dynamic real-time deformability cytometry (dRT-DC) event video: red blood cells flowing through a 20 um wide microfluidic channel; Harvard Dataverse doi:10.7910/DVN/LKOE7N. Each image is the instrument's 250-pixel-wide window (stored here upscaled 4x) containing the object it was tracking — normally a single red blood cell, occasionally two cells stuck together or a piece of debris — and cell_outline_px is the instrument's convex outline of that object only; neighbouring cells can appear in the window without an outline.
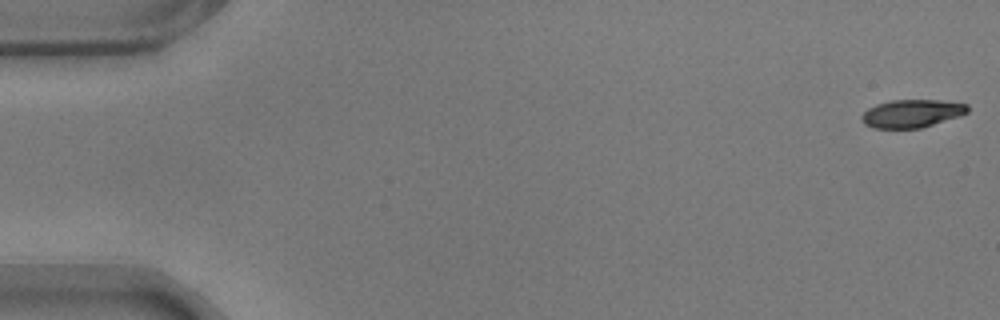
{"species": "common noctule bat (a hibernating species)", "species_latin": "Nyctalus noctula", "temperature_condition": "warm", "stored_images_in_passage": 57, "camera_frame_rate_fps": 3000, "um_per_image_px": 0.085, "animal": {"sex": "male", "body_mass_g": 17.9}, "frame": {"image": 1, "passage_image": 1, "time_ms": 0.0, "image_size_px": [1000, 320], "cell_outline_px": [[968, 112], [960, 116], [920, 128], [872, 128], [864, 124], [860, 120], [860, 116], [868, 108], [876, 104], [892, 100], [940, 100], [968, 104]], "centroid_in_image_um": [77.48, 9.65], "position_along_channel_um": 7.5, "area_um2": 17.34}}
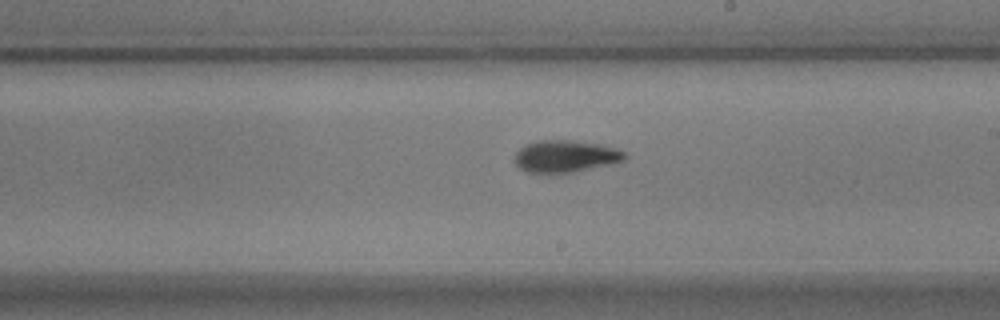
{"frame": {"image": 2, "passage_image": 33, "time_ms": 10.667, "image_size_px": [1000, 320], "cell_outline_px": [[628, 156], [624, 160], [612, 164], [572, 172], [528, 172], [520, 168], [516, 164], [516, 152], [520, 148], [528, 144], [540, 140], [572, 140], [600, 144], [616, 148], [624, 152]], "centroid_in_image_um": [48.11, 13.27], "position_along_channel_um": 240.9, "area_um2": 20.29}}
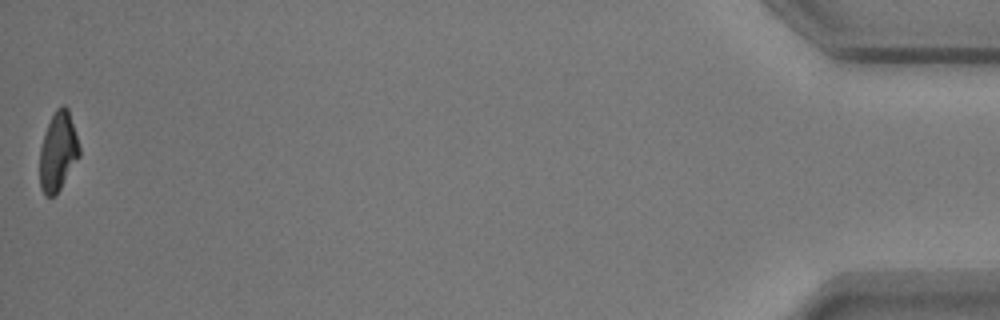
{"frame": {"image": 3, "passage_image": 57, "time_ms": 18.667, "image_size_px": [1000, 320], "cell_outline_px": [[80, 156], [60, 188], [52, 196], [44, 196], [40, 188], [40, 148], [48, 124], [56, 108], [64, 104], [68, 108], [80, 148]], "centroid_in_image_um": [4.93, 12.88], "position_along_channel_um": 430.3, "area_um2": 17.98}, "authors_computed_cell_mechanics": {"area_um2": 19.4786, "velocity_mm_per_s": 3.5411, "shape_relaxation_time_tau1_ms": 3.1124, "shape_relaxation_time_tau2_ms": 3.12, "deformation_change_tau1": 0.169, "deformation_change_tau2": 0.0965}}